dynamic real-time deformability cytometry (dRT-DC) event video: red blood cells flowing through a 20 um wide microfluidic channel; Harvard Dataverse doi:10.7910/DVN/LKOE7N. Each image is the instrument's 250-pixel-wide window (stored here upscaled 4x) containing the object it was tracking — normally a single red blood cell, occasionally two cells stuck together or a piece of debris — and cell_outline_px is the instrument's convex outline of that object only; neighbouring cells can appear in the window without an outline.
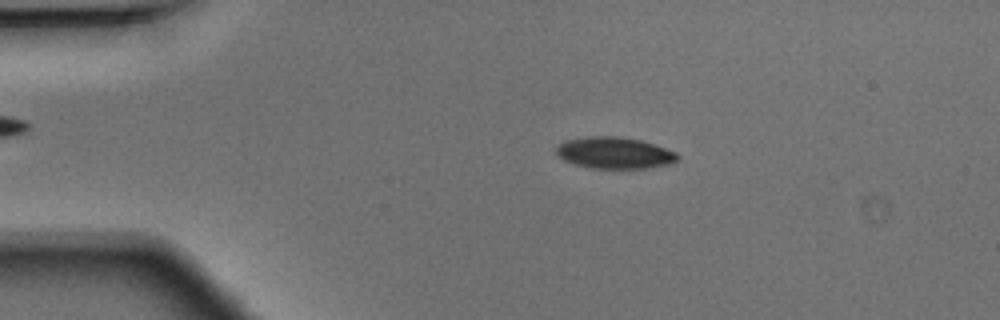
{"species": "Egyptian fruit bat (a non-hibernating species)", "species_latin": "Rousettus aegyptiacus", "temperature_condition": "warm", "stored_images_in_passage": 47, "camera_frame_rate_fps": 3000, "um_per_image_px": 0.085, "animal": {"sex": "male"}, "frame": {"image": 1, "passage_image": 9, "time_ms": 2.667, "image_size_px": [1000, 320], "cell_outline_px": [[680, 156], [672, 164], [648, 168], [592, 168], [572, 164], [564, 160], [556, 152], [556, 148], [564, 140], [588, 136], [616, 136], [640, 140], [656, 144], [676, 152]], "centroid_in_image_um": [52.25, 12.99], "position_along_channel_um": 32.7, "area_um2": 22.43}}
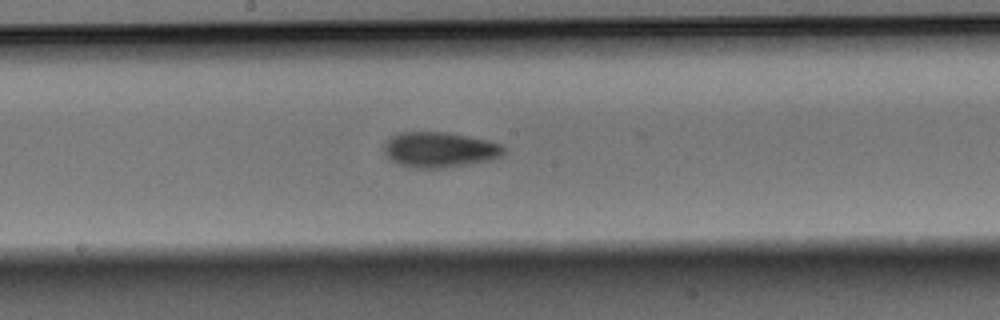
{"frame": {"image": 2, "passage_image": 25, "time_ms": 8.0, "image_size_px": [1000, 320], "cell_outline_px": [[504, 152], [500, 156], [488, 160], [444, 168], [416, 168], [400, 164], [392, 160], [384, 152], [384, 144], [388, 136], [400, 132], [448, 132], [488, 140], [500, 144], [504, 148]], "centroid_in_image_um": [37.33, 12.71], "position_along_channel_um": 210.9, "area_um2": 24.57}}
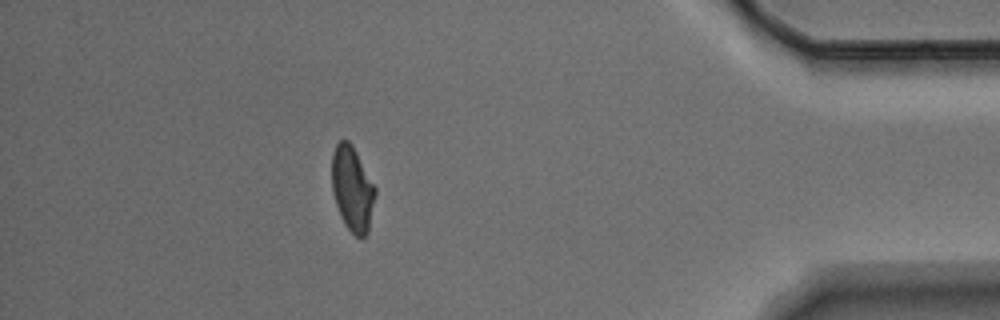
{"frame": {"image": 3, "passage_image": 42, "time_ms": 13.667, "image_size_px": [1000, 320], "cell_outline_px": [[376, 192], [368, 232], [364, 236], [356, 236], [344, 224], [336, 204], [332, 188], [332, 152], [336, 144], [340, 140], [348, 140], [352, 144], [376, 188]], "centroid_in_image_um": [29.94, 16.02], "position_along_channel_um": 405.3, "area_um2": 21.27}}